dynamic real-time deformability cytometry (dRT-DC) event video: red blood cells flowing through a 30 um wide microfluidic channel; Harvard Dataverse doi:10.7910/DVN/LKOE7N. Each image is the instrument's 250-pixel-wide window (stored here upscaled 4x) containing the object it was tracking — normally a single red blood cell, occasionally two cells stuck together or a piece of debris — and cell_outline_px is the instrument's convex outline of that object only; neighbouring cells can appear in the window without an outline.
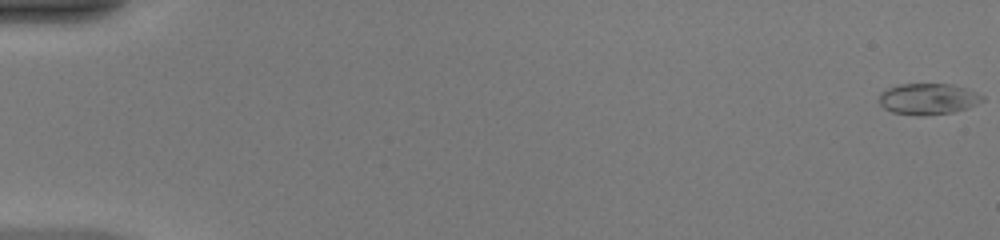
{"species": "common noctule bat (a hibernating species)", "species_latin": "Nyctalus noctula", "temperature_condition": "warm", "stored_images_in_passage": 50, "camera_frame_rate_fps": 3000, "um_per_image_px": 0.085, "animal": {"sex": "female", "body_mass_g": 20.0, "forearm_length_mm": 54.0}, "frame": {"image": 1, "passage_image": 1, "time_ms": 0.0, "image_size_px": [1000, 240], "cell_outline_px": [[984, 100], [968, 108], [952, 112], [924, 116], [920, 116], [892, 112], [884, 108], [880, 104], [880, 92], [888, 88], [900, 84], [952, 84], [976, 92], [984, 96]], "centroid_in_image_um": [78.89, 8.41], "position_along_channel_um": 6.1, "area_um2": 18.73}}
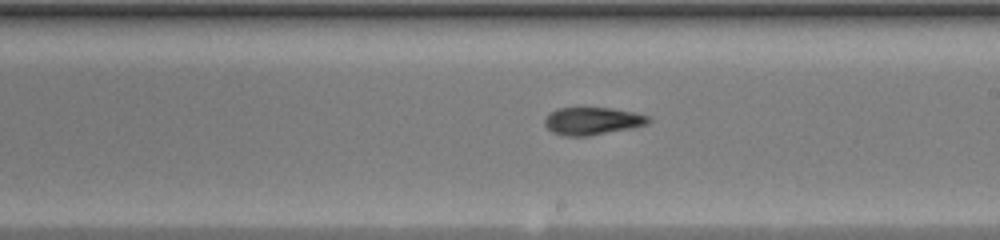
{"frame": {"image": 2, "passage_image": 30, "time_ms": 9.667, "image_size_px": [1000, 240], "cell_outline_px": [[652, 120], [648, 124], [632, 128], [588, 136], [564, 136], [552, 132], [544, 124], [544, 120], [556, 108], [612, 108], [636, 112], [648, 116]], "centroid_in_image_um": [50.39, 10.29], "position_along_channel_um": 238.6, "area_um2": 16.7}}
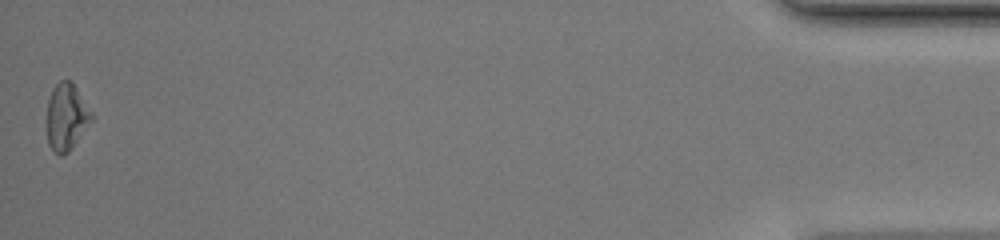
{"frame": {"image": 3, "passage_image": 50, "time_ms": 16.333, "image_size_px": [1000, 240], "cell_outline_px": [[92, 120], [68, 152], [60, 156], [48, 144], [48, 100], [52, 88], [60, 80], [72, 80], [92, 112]], "centroid_in_image_um": [5.65, 9.89], "position_along_channel_um": 429.5, "area_um2": 17.11}, "authors_computed_cell_mechanics": {"area_um2": 17.34, "velocity_mm_per_s": 4.2005, "shape_relaxation_time_tau1_ms": 7.11, "shape_relaxation_time_tau2_ms": 5.7107, "deformation_change_tau1": 0.2245, "deformation_change_tau2": 0.1461}}